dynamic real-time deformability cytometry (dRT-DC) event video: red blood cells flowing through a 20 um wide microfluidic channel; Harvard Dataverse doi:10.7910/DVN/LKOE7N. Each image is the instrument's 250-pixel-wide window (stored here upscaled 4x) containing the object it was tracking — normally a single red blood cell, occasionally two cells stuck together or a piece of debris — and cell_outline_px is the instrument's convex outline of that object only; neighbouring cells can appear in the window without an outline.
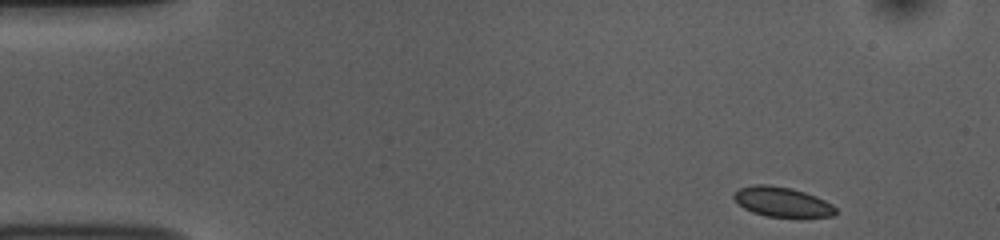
{"species": "common noctule bat (a hibernating species)", "species_latin": "Nyctalus noctula", "temperature_condition": "room temperature", "stored_images_in_passage": 49, "camera_frame_rate_fps": 3000, "um_per_image_px": 0.085, "animal": {"sex": "female", "body_mass_g": 10.0, "forearm_length_mm": 53.1}, "frame": {"image": 1, "passage_image": 1, "time_ms": 0.0, "image_size_px": [1000, 240], "cell_outline_px": [[836, 212], [832, 216], [764, 216], [752, 212], [744, 208], [732, 196], [740, 188], [756, 184], [768, 184], [792, 188], [816, 196], [832, 204], [836, 208]], "centroid_in_image_um": [66.47, 17.14], "position_along_channel_um": 18.5, "area_um2": 17.34}}
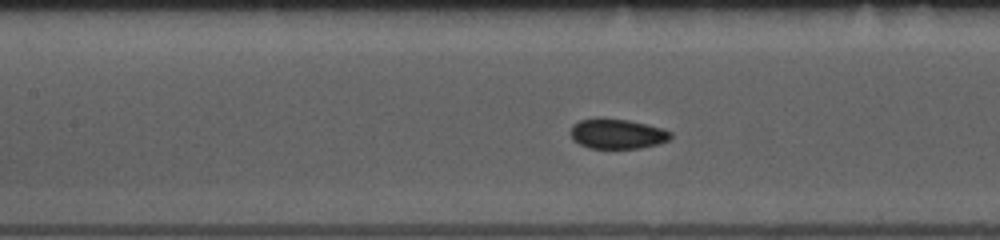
{"frame": {"image": 2, "passage_image": 19, "time_ms": 6.0, "image_size_px": [1000, 240], "cell_outline_px": [[672, 136], [668, 140], [656, 144], [640, 148], [588, 148], [572, 140], [572, 124], [580, 120], [596, 116], [628, 120], [664, 128], [672, 132]], "centroid_in_image_um": [52.45, 11.35], "position_along_channel_um": 155.0, "area_um2": 17.69}}
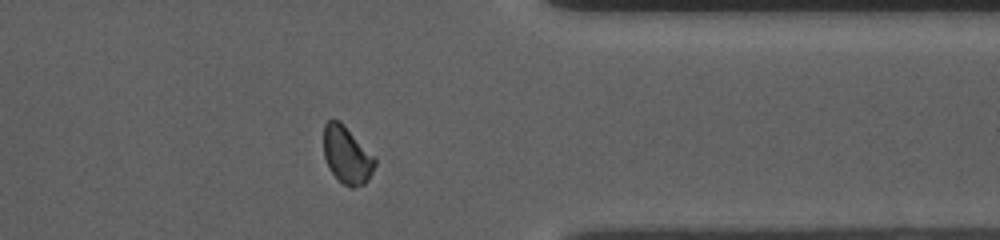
{"frame": {"image": 3, "passage_image": 38, "time_ms": 12.333, "image_size_px": [1000, 240], "cell_outline_px": [[376, 164], [368, 180], [364, 184], [352, 188], [344, 184], [328, 168], [324, 156], [324, 124], [328, 120], [340, 120], [376, 156]], "centroid_in_image_um": [29.51, 13.16], "position_along_channel_um": 381.9, "area_um2": 17.28}, "authors_computed_cell_mechanics": {"area_um2": 17.4556, "velocity_mm_per_s": 3.7574, "shape_relaxation_time_tau1_ms": 2.9715, "shape_relaxation_time_tau2_ms": null, "deformation_change_tau1": 0.0649, "deformation_change_tau2": null}}